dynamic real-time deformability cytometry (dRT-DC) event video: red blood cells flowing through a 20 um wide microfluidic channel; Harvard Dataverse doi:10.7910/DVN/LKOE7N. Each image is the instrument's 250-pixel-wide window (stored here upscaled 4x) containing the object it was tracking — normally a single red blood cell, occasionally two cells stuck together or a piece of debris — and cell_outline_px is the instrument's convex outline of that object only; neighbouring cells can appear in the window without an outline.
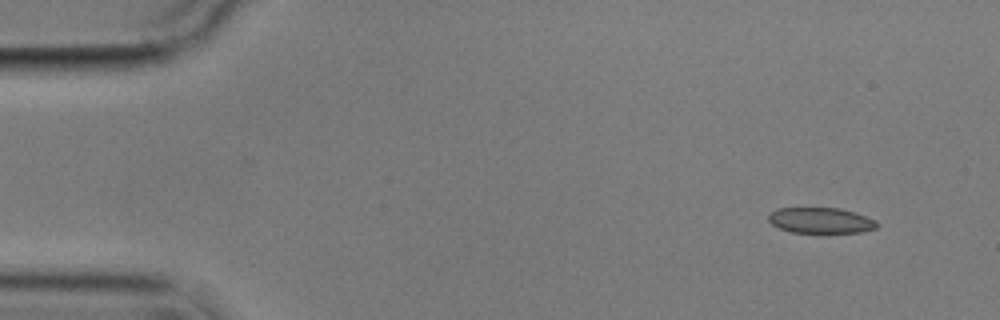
{"species": "common noctule bat (a hibernating species)", "species_latin": "Nyctalus noctula", "temperature_condition": "cold", "stored_images_in_passage": 7, "camera_frame_rate_fps": 3000, "um_per_image_px": 0.085, "animal": {"sex": "male", "body_mass_g": 17.9}, "frame": {"image": 1, "passage_image": 1, "time_ms": 0.0, "image_size_px": [1000, 320], "cell_outline_px": [[880, 224], [876, 228], [864, 232], [792, 232], [780, 228], [772, 224], [768, 220], [768, 216], [776, 208], [840, 208], [856, 212], [876, 220]], "centroid_in_image_um": [69.81, 18.73], "position_along_channel_um": 15.2, "area_um2": 16.24}}
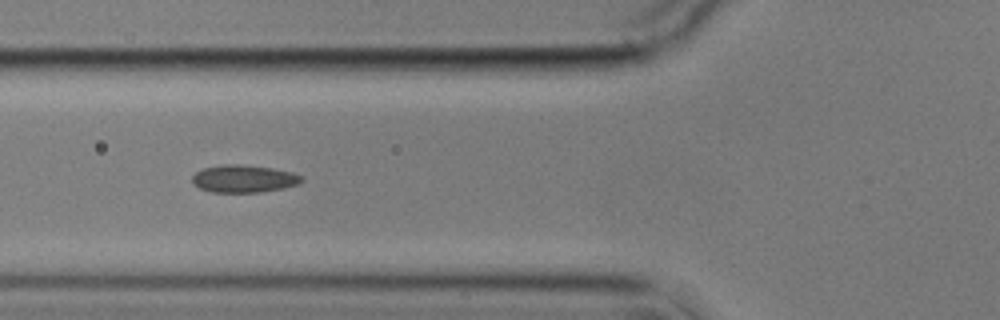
{"frame": {"image": 2, "passage_image": 5, "time_ms": 5.333, "image_size_px": [1000, 320], "cell_outline_px": [[304, 180], [300, 184], [284, 188], [260, 192], [212, 192], [200, 188], [192, 184], [192, 176], [196, 172], [204, 168], [224, 164], [240, 164], [272, 168], [292, 172], [304, 176]], "centroid_in_image_um": [20.75, 15.19], "position_along_channel_um": 105.0, "area_um2": 17.69}}
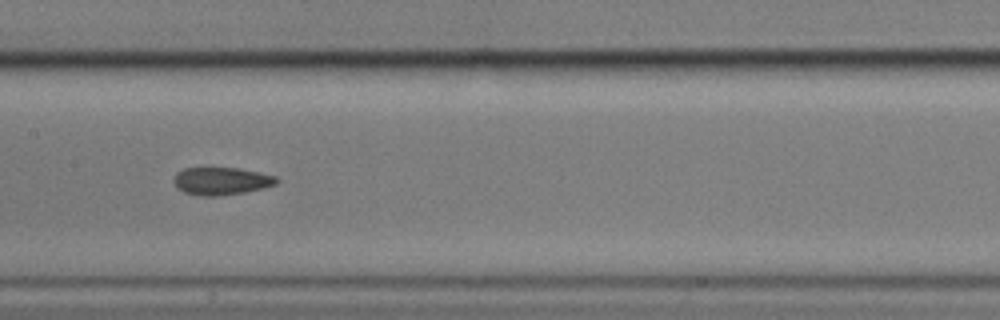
{"frame": {"image": 3, "passage_image": 7, "time_ms": 7.667, "image_size_px": [1000, 320], "cell_outline_px": [[280, 180], [276, 184], [264, 188], [244, 192], [216, 196], [200, 196], [184, 192], [176, 188], [172, 180], [176, 172], [184, 168], [240, 168], [260, 172], [276, 176]], "centroid_in_image_um": [18.8, 15.38], "position_along_channel_um": 188.6, "area_um2": 16.76}}